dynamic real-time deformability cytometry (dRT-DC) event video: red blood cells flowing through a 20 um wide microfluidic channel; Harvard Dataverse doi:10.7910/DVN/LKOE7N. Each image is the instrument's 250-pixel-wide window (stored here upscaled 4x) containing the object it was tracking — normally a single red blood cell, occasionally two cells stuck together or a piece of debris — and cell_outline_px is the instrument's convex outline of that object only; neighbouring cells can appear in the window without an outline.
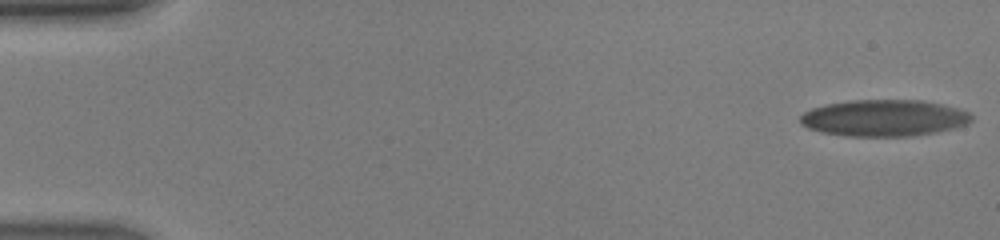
{"species": "human", "species_latin": "Homo sapiens", "temperature_condition": "warm", "stored_images_in_passage": 53, "camera_frame_rate_fps": 3000, "um_per_image_px": 0.085, "donor": {"sex": "male"}, "frame": {"image": 1, "passage_image": 1, "time_ms": 0.0, "image_size_px": [1000, 240], "cell_outline_px": [[972, 120], [968, 124], [956, 128], [936, 132], [912, 136], [844, 136], [820, 132], [808, 128], [800, 124], [800, 116], [804, 112], [812, 108], [824, 104], [852, 100], [920, 100], [940, 104], [956, 108], [968, 112], [972, 116]], "centroid_in_image_um": [75.12, 10.03], "position_along_channel_um": 9.9, "area_um2": 36.65}}
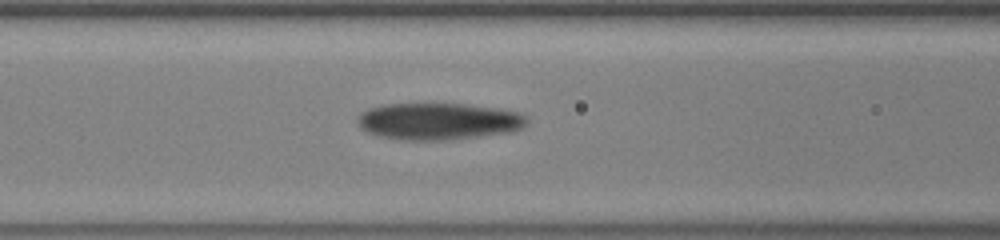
{"frame": {"image": 2, "passage_image": 23, "time_ms": 7.333, "image_size_px": [1000, 240], "cell_outline_px": [[528, 120], [520, 128], [512, 132], [444, 140], [404, 140], [380, 136], [368, 132], [360, 128], [356, 124], [356, 116], [360, 112], [368, 108], [384, 104], [468, 104], [500, 108], [520, 112], [528, 116]], "centroid_in_image_um": [37.24, 10.3], "position_along_channel_um": 129.4, "area_um2": 36.65}}
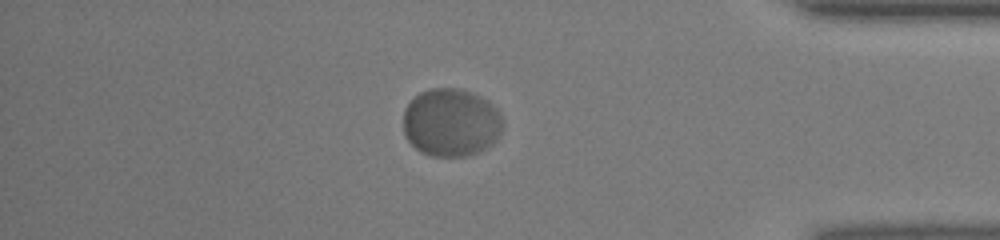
{"frame": {"image": 3, "passage_image": 46, "time_ms": 15.0, "image_size_px": [1000, 240], "cell_outline_px": [[504, 128], [500, 136], [492, 144], [476, 152], [464, 156], [432, 156], [420, 152], [404, 136], [404, 108], [420, 92], [428, 88], [460, 88], [472, 92], [488, 100], [500, 112], [504, 120]], "centroid_in_image_um": [38.37, 10.4], "position_along_channel_um": 396.8, "area_um2": 39.88}, "authors_computed_cell_mechanics": {"area_um2": 37.1654, "velocity_mm_per_s": 3.8854, "shape_relaxation_time_tau1_ms": 2.4737, "shape_relaxation_time_tau2_ms": null, "deformation_change_tau1": 0.0849, "deformation_change_tau2": null}}